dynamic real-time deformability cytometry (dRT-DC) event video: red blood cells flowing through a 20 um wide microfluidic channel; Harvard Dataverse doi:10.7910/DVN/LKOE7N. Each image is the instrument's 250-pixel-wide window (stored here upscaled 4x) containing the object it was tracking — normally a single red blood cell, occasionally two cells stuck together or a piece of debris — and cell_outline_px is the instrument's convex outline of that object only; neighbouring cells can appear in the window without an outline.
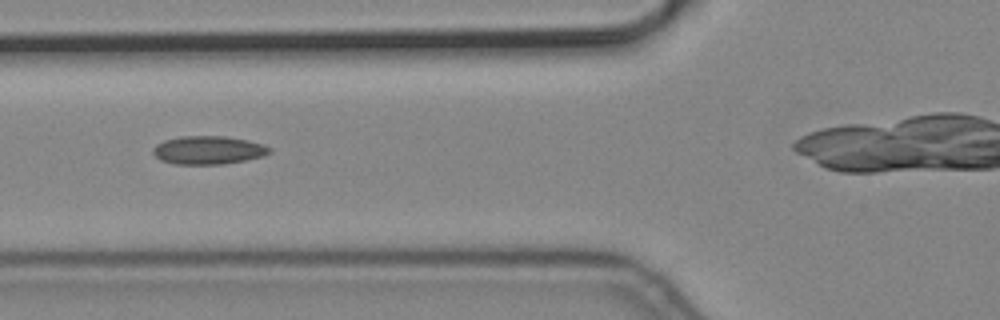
{"species": "common noctule bat (a hibernating species)", "species_latin": "Nyctalus noctula", "temperature_condition": "cold", "stored_images_in_passage": 4, "camera_frame_rate_fps": 3000, "um_per_image_px": 0.085, "animal": {"sex": "male", "body_mass_g": 19.2, "forearm_length_mm": 51.8}, "frame": {"image": 1, "passage_image": 4, "time_ms": 1.0, "image_size_px": [1000, 320], "cell_outline_px": [[272, 152], [264, 156], [224, 164], [172, 164], [160, 160], [152, 152], [152, 148], [156, 144], [164, 140], [180, 136], [224, 136], [248, 140], [264, 144], [272, 148]], "centroid_in_image_um": [17.71, 12.76], "position_along_channel_um": 108.1, "area_um2": 19.42}}